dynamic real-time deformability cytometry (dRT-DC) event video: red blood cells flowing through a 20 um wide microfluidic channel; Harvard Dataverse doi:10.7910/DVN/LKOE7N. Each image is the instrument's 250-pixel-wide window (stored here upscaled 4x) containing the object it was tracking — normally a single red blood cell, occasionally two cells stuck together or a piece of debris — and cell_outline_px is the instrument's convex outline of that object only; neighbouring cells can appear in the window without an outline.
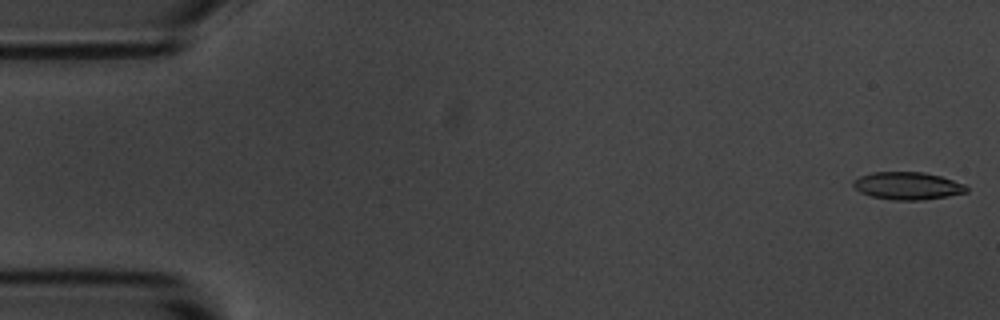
{"species": "common noctule bat (a hibernating species)", "species_latin": "Nyctalus noctula", "temperature_condition": "room temperature", "stored_images_in_passage": 55, "camera_frame_rate_fps": 3000, "um_per_image_px": 0.085, "animal": {"sex": "male", "body_mass_g": 20.1, "forearm_length_mm": 53.5}, "frame": {"image": 1, "passage_image": 1, "time_ms": 0.0, "image_size_px": [1000, 320], "cell_outline_px": [[968, 192], [948, 196], [920, 200], [892, 200], [872, 196], [860, 192], [852, 184], [852, 180], [860, 176], [872, 172], [924, 172], [940, 176], [964, 184], [968, 188]], "centroid_in_image_um": [77.13, 15.79], "position_along_channel_um": 7.9, "area_um2": 18.15}}
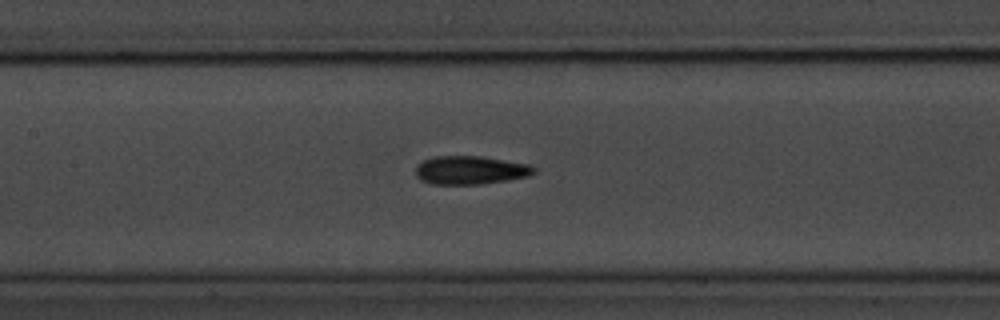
{"frame": {"image": 2, "passage_image": 25, "time_ms": 8.0, "image_size_px": [1000, 320], "cell_outline_px": [[536, 172], [528, 176], [508, 180], [480, 184], [432, 184], [420, 180], [416, 176], [416, 164], [432, 156], [480, 156], [532, 164], [536, 168]], "centroid_in_image_um": [39.99, 14.45], "position_along_channel_um": 167.4, "area_um2": 19.83}}
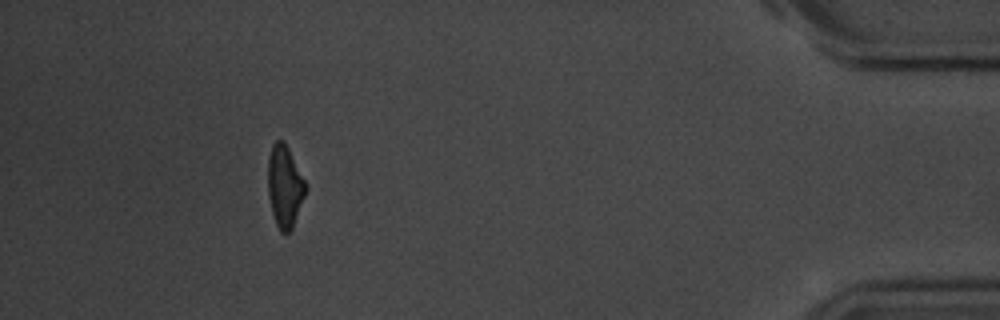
{"frame": {"image": 3, "passage_image": 50, "time_ms": 16.333, "image_size_px": [1000, 320], "cell_outline_px": [[304, 196], [292, 228], [288, 232], [280, 232], [276, 224], [272, 212], [268, 196], [268, 156], [272, 144], [276, 140], [280, 140], [288, 148], [304, 180]], "centroid_in_image_um": [24.16, 15.84], "position_along_channel_um": 411.0, "area_um2": 17.46}, "authors_computed_cell_mechanics": {"area_um2": 18.785, "velocity_mm_per_s": 3.6501, "shape_relaxation_time_tau1_ms": 3.0534, "shape_relaxation_time_tau2_ms": 2.9437, "deformation_change_tau1": 0.128, "deformation_change_tau2": 0.1108}}